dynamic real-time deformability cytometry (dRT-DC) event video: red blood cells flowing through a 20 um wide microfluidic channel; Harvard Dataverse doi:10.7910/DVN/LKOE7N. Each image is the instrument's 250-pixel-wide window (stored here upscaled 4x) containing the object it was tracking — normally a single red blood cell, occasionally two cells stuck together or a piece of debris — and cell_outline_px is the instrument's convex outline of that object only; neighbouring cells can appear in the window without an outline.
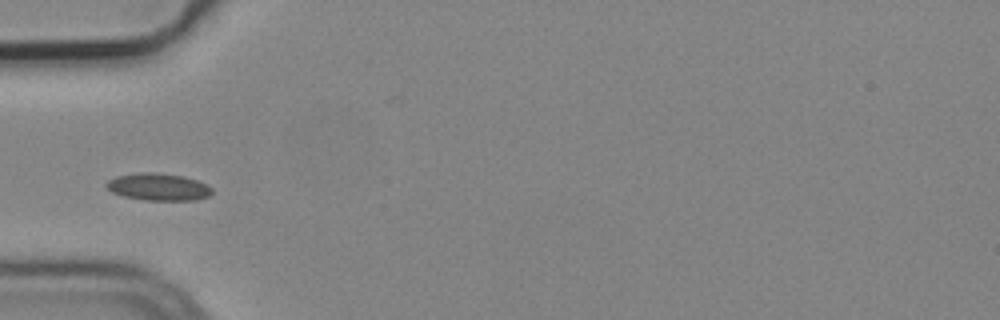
{"species": "common noctule bat (a hibernating species)", "species_latin": "Nyctalus noctula", "temperature_condition": "cold", "stored_images_in_passage": 5, "camera_frame_rate_fps": 3000, "um_per_image_px": 0.085, "animal": {"sex": "male", "body_mass_g": 19.2, "forearm_length_mm": 51.8}, "frame": {"image": 1, "passage_image": 4, "time_ms": 1.0, "image_size_px": [1000, 320], "cell_outline_px": [[212, 192], [208, 196], [196, 200], [144, 200], [124, 196], [112, 192], [104, 184], [108, 180], [116, 176], [140, 172], [156, 172], [184, 176], [196, 180], [212, 188]], "centroid_in_image_um": [13.44, 15.88], "position_along_channel_um": 71.6, "area_um2": 16.7}}